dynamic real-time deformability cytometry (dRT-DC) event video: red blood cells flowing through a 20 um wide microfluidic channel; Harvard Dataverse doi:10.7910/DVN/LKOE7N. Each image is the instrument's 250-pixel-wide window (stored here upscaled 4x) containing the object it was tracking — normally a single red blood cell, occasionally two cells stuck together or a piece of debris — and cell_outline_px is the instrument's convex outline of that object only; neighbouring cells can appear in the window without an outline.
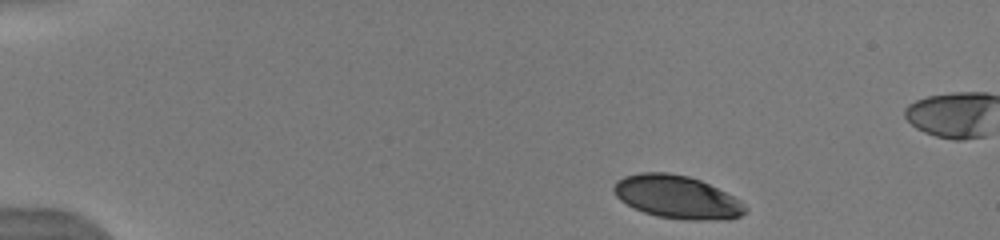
{"species": "human", "species_latin": "Homo sapiens", "temperature_condition": "warm", "stored_images_in_passage": 20, "camera_frame_rate_fps": 3000, "um_per_image_px": 0.085, "donor": {"sex": "male"}, "frame": {"image": 1, "passage_image": 1, "time_ms": 0.0, "image_size_px": [1000, 240], "cell_outline_px": [[748, 208], [740, 216], [728, 220], [684, 220], [656, 216], [644, 212], [620, 200], [616, 196], [612, 188], [616, 180], [624, 176], [640, 172], [668, 172], [688, 176], [700, 180], [740, 200]], "centroid_in_image_um": [57.54, 16.75], "position_along_channel_um": 27.5, "area_um2": 32.95}}
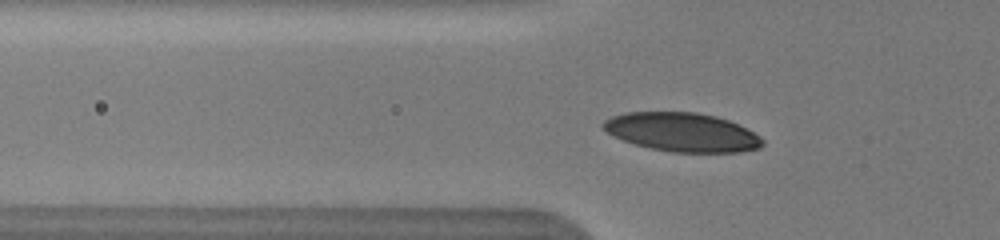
{"frame": {"image": 2, "passage_image": 9, "time_ms": 3.333, "image_size_px": [1000, 240], "cell_outline_px": [[764, 144], [760, 148], [740, 152], [672, 152], [652, 148], [636, 144], [624, 140], [608, 132], [600, 124], [604, 120], [612, 116], [628, 112], [696, 112], [716, 116], [728, 120], [760, 136], [764, 140]], "centroid_in_image_um": [58.0, 11.23], "position_along_channel_um": 67.8, "area_um2": 35.72}}
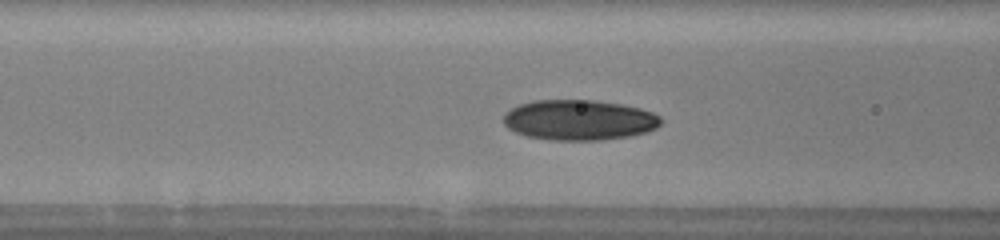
{"frame": {"image": 3, "passage_image": 12, "time_ms": 4.667, "image_size_px": [1000, 240], "cell_outline_px": [[660, 124], [656, 128], [648, 132], [628, 136], [600, 140], [548, 140], [528, 136], [516, 132], [508, 128], [504, 124], [504, 116], [512, 108], [520, 104], [536, 100], [592, 100], [620, 104], [640, 108], [652, 112], [660, 116]], "centroid_in_image_um": [49.24, 10.2], "position_along_channel_um": 117.4, "area_um2": 36.82}}